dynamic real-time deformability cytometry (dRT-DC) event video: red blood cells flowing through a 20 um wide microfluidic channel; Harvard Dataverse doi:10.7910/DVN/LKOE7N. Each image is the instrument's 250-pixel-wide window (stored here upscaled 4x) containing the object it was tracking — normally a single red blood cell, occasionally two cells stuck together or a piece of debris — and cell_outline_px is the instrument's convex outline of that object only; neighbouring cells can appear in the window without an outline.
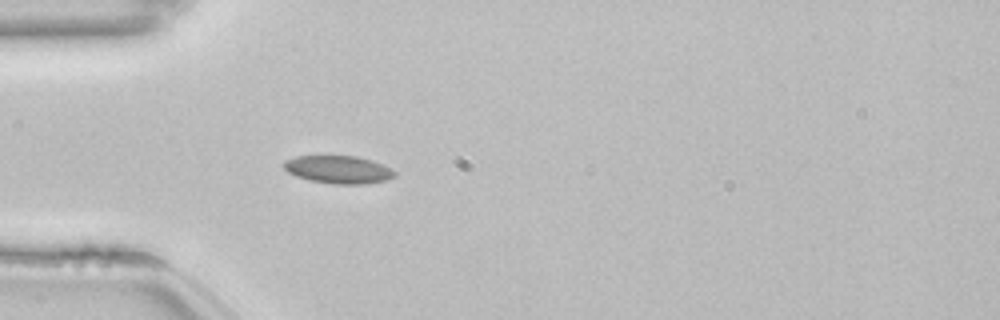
{"species": "common noctule bat (a hibernating species)", "species_latin": "Nyctalus noctula", "temperature_condition": "room temperature", "stored_images_in_passage": 3, "camera_frame_rate_fps": 3000, "um_per_image_px": 0.085, "animal": {"sex": "female", "body_mass_g": 22.7, "forearm_length_mm": 54.2}, "frame": {"image": 1, "passage_image": 1, "time_ms": 0.0, "image_size_px": [1000, 320], "cell_outline_px": [[396, 176], [388, 180], [368, 184], [332, 184], [308, 180], [296, 176], [288, 172], [280, 164], [284, 160], [296, 156], [356, 156], [372, 160], [384, 164], [396, 172]], "centroid_in_image_um": [28.77, 14.42], "position_along_channel_um": 56.2, "area_um2": 18.32}}